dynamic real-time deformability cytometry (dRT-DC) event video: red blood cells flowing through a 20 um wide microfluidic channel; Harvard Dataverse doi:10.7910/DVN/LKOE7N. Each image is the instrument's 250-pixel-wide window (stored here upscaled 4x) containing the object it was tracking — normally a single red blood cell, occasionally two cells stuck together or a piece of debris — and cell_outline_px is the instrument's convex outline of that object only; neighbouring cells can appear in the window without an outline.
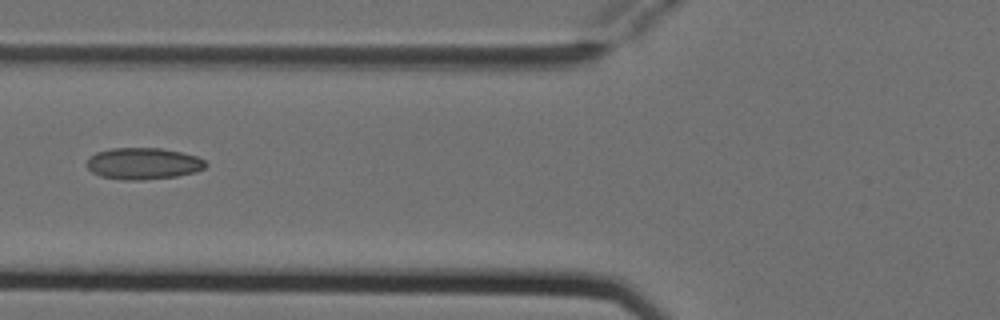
{"species": "Egyptian fruit bat (a non-hibernating species)", "species_latin": "Rousettus aegyptiacus", "temperature_condition": "cold", "stored_images_in_passage": 2, "camera_frame_rate_fps": 3000, "um_per_image_px": 0.085, "animal": {"sex": "female"}, "frame": {"image": 1, "passage_image": 2, "time_ms": 0.333, "image_size_px": [1000, 320], "cell_outline_px": [[208, 164], [204, 168], [196, 172], [176, 176], [144, 180], [124, 180], [100, 176], [92, 172], [88, 168], [88, 160], [96, 152], [112, 148], [160, 148], [180, 152], [196, 156], [204, 160]], "centroid_in_image_um": [12.19, 13.91], "position_along_channel_um": 113.6, "area_um2": 21.79}}